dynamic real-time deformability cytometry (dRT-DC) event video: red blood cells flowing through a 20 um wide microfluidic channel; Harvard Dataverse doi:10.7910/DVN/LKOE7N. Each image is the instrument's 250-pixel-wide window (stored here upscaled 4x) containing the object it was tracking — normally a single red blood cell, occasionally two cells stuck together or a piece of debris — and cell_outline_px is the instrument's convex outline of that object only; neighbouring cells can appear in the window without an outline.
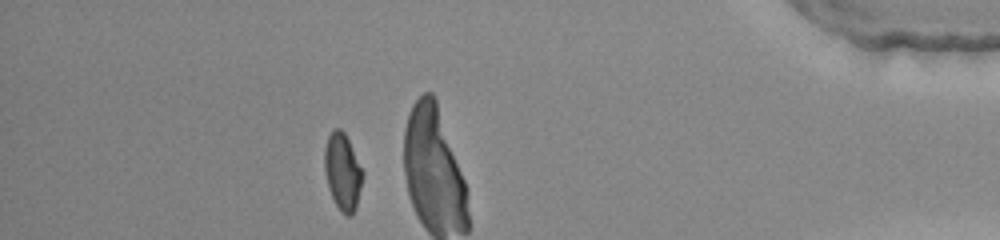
{"species": "common noctule bat (a hibernating species)", "species_latin": "Nyctalus noctula", "temperature_condition": "warm", "stored_images_in_passage": 35, "camera_frame_rate_fps": 3000, "um_per_image_px": 0.085, "animal": {"sex": "female", "body_mass_g": 22.0, "forearm_length_mm": 56.7}, "frame": {"image": 1, "passage_image": 30, "time_ms": 9.667, "image_size_px": [1000, 240], "cell_outline_px": [[364, 172], [356, 208], [352, 216], [344, 216], [340, 212], [328, 188], [324, 168], [324, 148], [328, 136], [332, 128], [340, 128], [344, 132]], "centroid_in_image_um": [29.11, 14.61], "position_along_channel_um": 406.1, "area_um2": 17.22}, "authors_computed_cell_mechanics": {"area_um2": 17.051, "velocity_mm_per_s": 4.2126, "shape_relaxation_time_tau1_ms": 6.0621, "shape_relaxation_time_tau2_ms": 0.5751, "deformation_change_tau1": 0.2091, "deformation_change_tau2": 0.0427}}